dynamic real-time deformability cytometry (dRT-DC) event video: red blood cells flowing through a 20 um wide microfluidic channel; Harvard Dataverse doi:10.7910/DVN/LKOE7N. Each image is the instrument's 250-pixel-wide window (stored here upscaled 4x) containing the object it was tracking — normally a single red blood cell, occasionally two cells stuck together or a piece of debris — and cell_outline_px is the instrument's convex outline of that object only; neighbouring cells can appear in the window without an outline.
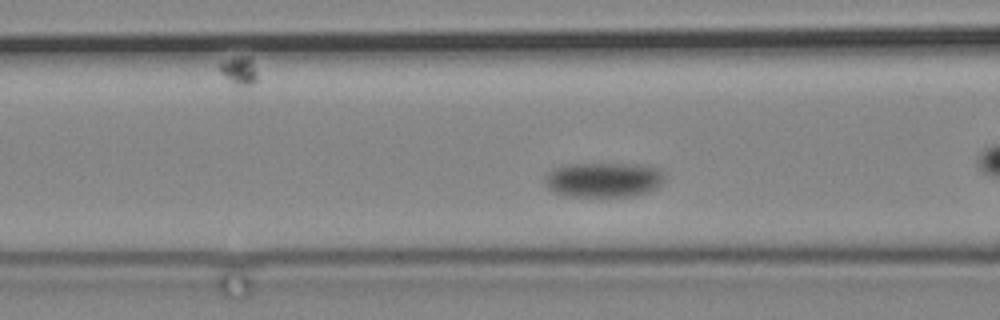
{"species": "common noctule bat (a hibernating species)", "species_latin": "Nyctalus noctula", "temperature_condition": "cold", "stored_images_in_passage": 52, "camera_frame_rate_fps": 3000, "um_per_image_px": 0.085, "animal": {"sex": "male", "body_mass_g": 19.2, "forearm_length_mm": 51.8}, "frame": {"image": 1, "passage_image": 4, "time_ms": 1.0, "image_size_px": [1000, 320], "cell_outline_px": [[664, 176], [660, 184], [656, 188], [648, 192], [632, 196], [564, 196], [552, 192], [548, 188], [544, 180], [556, 168], [568, 164], [636, 164], [656, 168], [664, 172]], "centroid_in_image_um": [51.31, 15.29], "position_along_channel_um": 115.3, "area_um2": 24.04}}
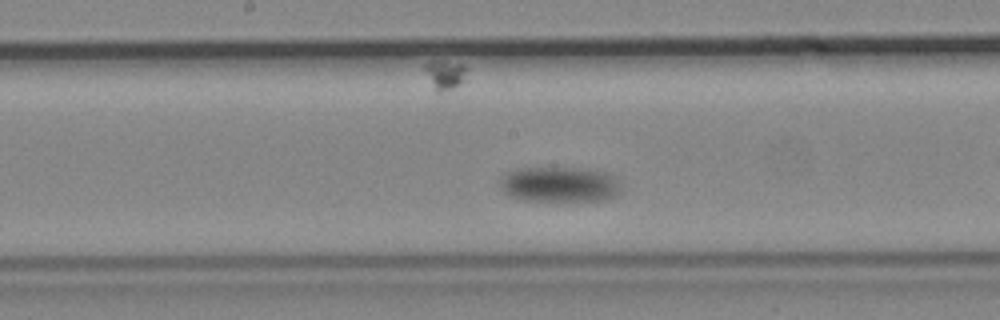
{"frame": {"image": 2, "passage_image": 14, "time_ms": 4.333, "image_size_px": [1000, 320], "cell_outline_px": [[620, 188], [616, 196], [604, 200], [520, 200], [508, 196], [500, 188], [500, 180], [508, 172], [524, 168], [572, 168], [604, 172], [612, 176], [620, 184]], "centroid_in_image_um": [47.52, 15.69], "position_along_channel_um": 200.7, "area_um2": 24.51}}
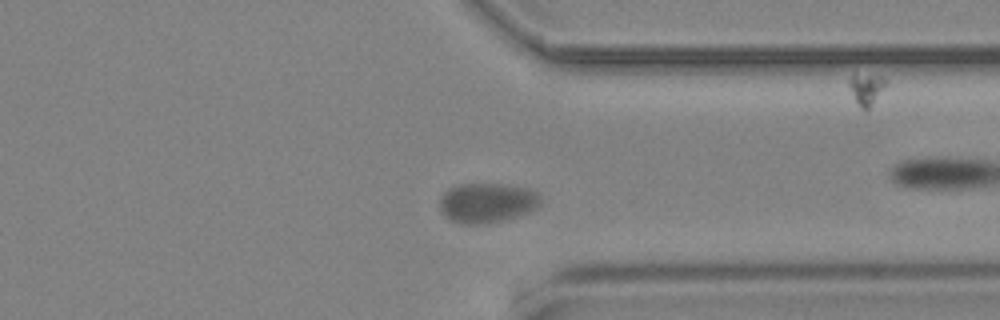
{"frame": {"image": 3, "passage_image": 33, "time_ms": 10.667, "image_size_px": [1000, 320], "cell_outline_px": [[540, 204], [536, 208], [528, 212], [516, 216], [488, 224], [460, 224], [448, 220], [444, 216], [440, 208], [440, 200], [444, 192], [448, 188], [460, 184], [496, 184], [528, 188], [536, 192], [540, 196]], "centroid_in_image_um": [41.36, 17.25], "position_along_channel_um": 370.0, "area_um2": 23.41}}